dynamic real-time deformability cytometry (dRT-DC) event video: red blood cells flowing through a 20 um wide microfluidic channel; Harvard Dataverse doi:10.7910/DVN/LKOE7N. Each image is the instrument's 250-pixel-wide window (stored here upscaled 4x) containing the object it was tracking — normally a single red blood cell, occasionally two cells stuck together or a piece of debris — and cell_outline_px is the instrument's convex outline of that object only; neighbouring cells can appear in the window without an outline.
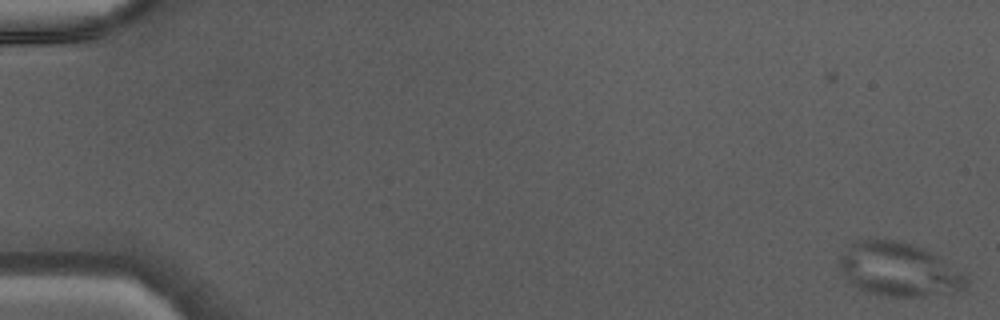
{"species": "Egyptian fruit bat (a non-hibernating species)", "species_latin": "Rousettus aegyptiacus", "temperature_condition": "warm", "stored_images_in_passage": 48, "camera_frame_rate_fps": 3000, "um_per_image_px": 0.085, "animal": {"sex": "male"}, "frame": {"image": 1, "passage_image": 1, "time_ms": 0.0, "image_size_px": [1000, 320], "cell_outline_px": [[968, 280], [964, 288], [956, 292], [924, 296], [880, 296], [860, 288], [852, 284], [844, 276], [840, 268], [840, 256], [856, 240], [900, 240], [924, 248], [932, 252], [968, 276]], "centroid_in_image_um": [76.43, 22.91], "position_along_channel_um": 8.6, "area_um2": 39.42}}
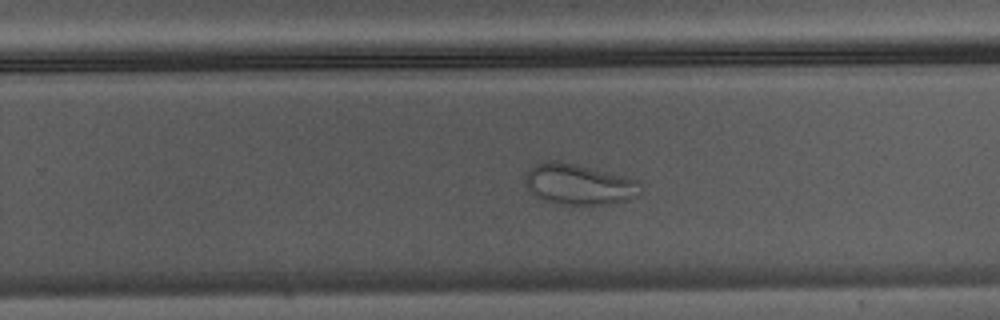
{"frame": {"image": 2, "passage_image": 31, "time_ms": 10.0, "image_size_px": [1000, 320], "cell_outline_px": [[640, 184], [628, 200], [604, 204], [556, 204], [544, 200], [536, 196], [528, 188], [524, 180], [524, 176], [528, 168], [544, 160], [556, 160], [624, 176], [640, 180]], "centroid_in_image_um": [49.09, 15.65], "position_along_channel_um": 280.7, "area_um2": 26.88}}
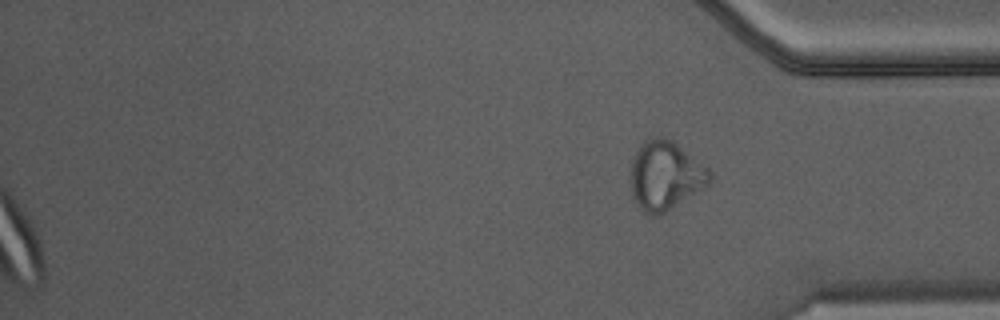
{"frame": {"image": 3, "passage_image": 48, "time_ms": 15.667, "image_size_px": [1000, 320], "cell_outline_px": [[712, 180], [708, 184], [660, 216], [652, 216], [644, 212], [640, 208], [632, 192], [632, 160], [636, 152], [652, 136], [664, 136], [672, 140], [708, 168], [712, 172]], "centroid_in_image_um": [56.58, 14.93], "position_along_channel_um": 378.6, "area_um2": 31.21}}